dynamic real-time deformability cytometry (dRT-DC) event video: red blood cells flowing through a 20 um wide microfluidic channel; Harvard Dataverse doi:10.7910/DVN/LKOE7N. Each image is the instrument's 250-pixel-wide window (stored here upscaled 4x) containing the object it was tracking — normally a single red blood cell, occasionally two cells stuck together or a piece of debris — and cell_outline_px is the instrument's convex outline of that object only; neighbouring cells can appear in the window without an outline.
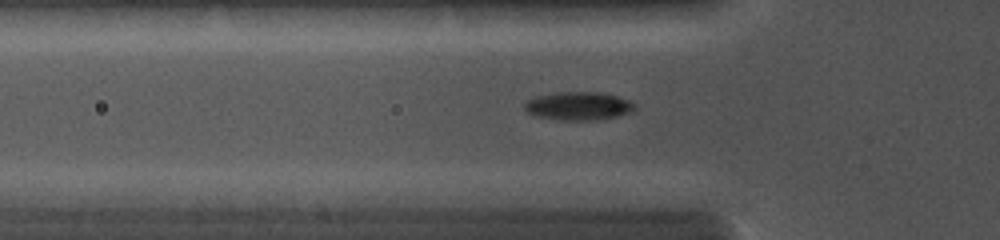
{"species": "common noctule bat (a hibernating species)", "species_latin": "Nyctalus noctula", "temperature_condition": "cold", "stored_images_in_passage": 45, "camera_frame_rate_fps": 5000, "um_per_image_px": 0.085, "animal": {"sex": "female", "body_mass_g": 19.0, "forearm_length_mm": 56.7}, "frame": {"image": 1, "passage_image": 15, "time_ms": 4.4, "image_size_px": [1000, 240], "cell_outline_px": [[636, 112], [604, 120], [556, 120], [536, 116], [528, 112], [524, 108], [524, 104], [528, 100], [536, 96], [552, 92], [600, 92], [616, 96], [628, 100], [636, 104]], "centroid_in_image_um": [49.22, 9.02], "position_along_channel_um": 76.6, "area_um2": 18.61}}
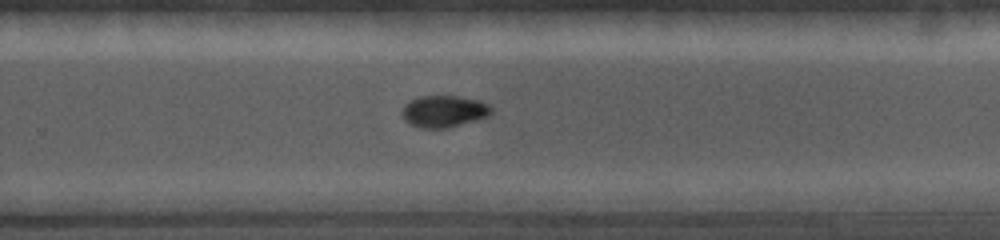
{"frame": {"image": 2, "passage_image": 30, "time_ms": 9.2, "image_size_px": [1000, 240], "cell_outline_px": [[492, 112], [488, 116], [476, 120], [448, 128], [420, 128], [408, 124], [404, 120], [404, 104], [420, 96], [460, 96], [480, 100], [488, 104], [492, 108]], "centroid_in_image_um": [37.76, 9.47], "position_along_channel_um": 292.0, "area_um2": 16.53}}
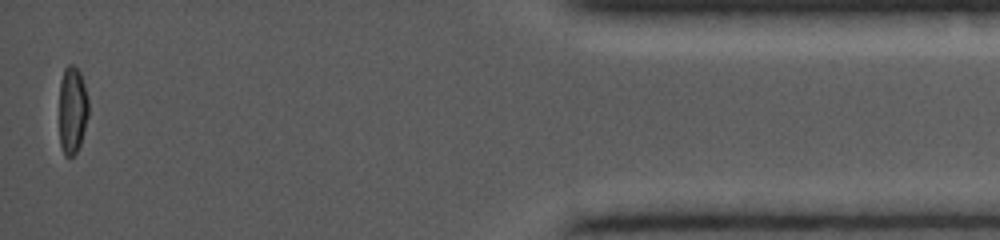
{"frame": {"image": 3, "passage_image": 45, "time_ms": 13.6, "image_size_px": [1000, 240], "cell_outline_px": [[88, 116], [80, 144], [76, 152], [72, 156], [64, 156], [60, 144], [60, 80], [64, 68], [68, 64], [72, 64], [80, 72], [84, 84], [88, 100]], "centroid_in_image_um": [6.15, 9.34], "position_along_channel_um": 429.1, "area_um2": 14.85}}